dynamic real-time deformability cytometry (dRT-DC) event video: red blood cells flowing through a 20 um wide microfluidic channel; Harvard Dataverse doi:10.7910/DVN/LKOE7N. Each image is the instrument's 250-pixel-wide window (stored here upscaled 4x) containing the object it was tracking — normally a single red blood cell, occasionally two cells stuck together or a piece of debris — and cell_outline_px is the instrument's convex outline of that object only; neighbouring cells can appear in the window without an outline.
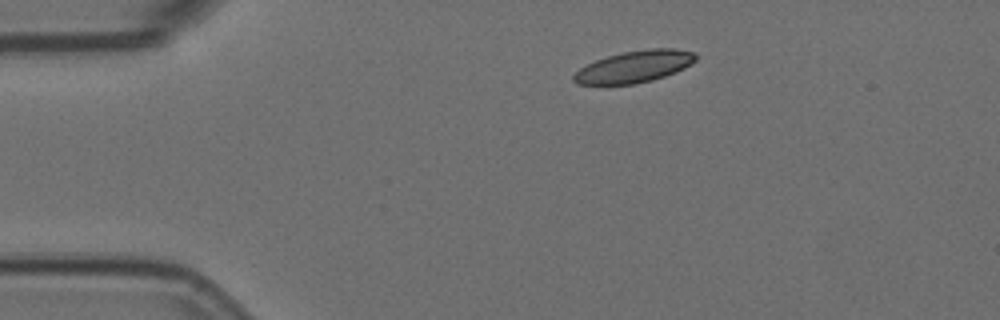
{"species": "Egyptian fruit bat (a non-hibernating species)", "species_latin": "Rousettus aegyptiacus", "temperature_condition": "room temperature", "stored_images_in_passage": 5, "camera_frame_rate_fps": 3000, "um_per_image_px": 0.085, "animal": {"sex": "female"}, "frame": {"image": 1, "passage_image": 1, "time_ms": 0.0, "image_size_px": [1000, 320], "cell_outline_px": [[696, 60], [692, 64], [676, 72], [652, 80], [636, 84], [576, 84], [572, 80], [572, 76], [580, 68], [596, 60], [608, 56], [624, 52], [648, 48], [676, 48], [696, 52]], "centroid_in_image_um": [53.95, 5.66], "position_along_channel_um": 31.0, "area_um2": 22.66}}
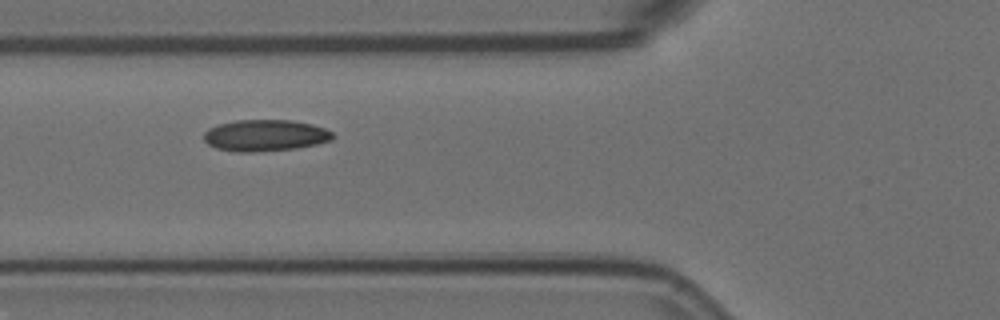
{"frame": {"image": 2, "passage_image": 4, "time_ms": 1.0, "image_size_px": [1000, 320], "cell_outline_px": [[336, 136], [332, 140], [316, 144], [296, 148], [252, 152], [236, 152], [216, 148], [208, 144], [204, 140], [204, 132], [208, 128], [220, 124], [236, 120], [292, 120], [312, 124], [324, 128], [332, 132]], "centroid_in_image_um": [22.55, 11.51], "position_along_channel_um": 103.3, "area_um2": 23.7}}
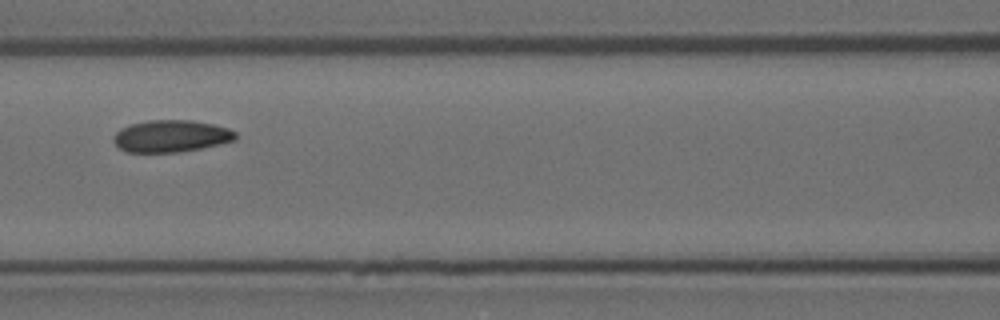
{"frame": {"image": 3, "passage_image": 5, "time_ms": 1.333, "image_size_px": [1000, 320], "cell_outline_px": [[236, 140], [220, 144], [200, 148], [176, 152], [128, 152], [120, 148], [112, 140], [112, 136], [120, 128], [132, 124], [148, 120], [192, 120], [212, 124], [228, 128], [236, 132]], "centroid_in_image_um": [14.53, 11.56], "position_along_channel_um": 152.1, "area_um2": 22.72}}